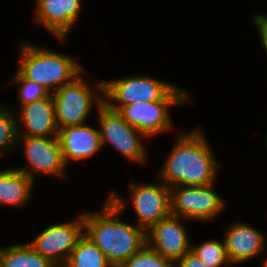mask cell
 Masks as SVG:
<instances>
[{
	"instance_id": "cell-1",
	"label": "cell",
	"mask_w": 267,
	"mask_h": 267,
	"mask_svg": "<svg viewBox=\"0 0 267 267\" xmlns=\"http://www.w3.org/2000/svg\"><path fill=\"white\" fill-rule=\"evenodd\" d=\"M107 196L102 211L83 212L84 233L113 267H119L147 244L146 231L138 225L117 219L127 206L124 197L117 195L113 189Z\"/></svg>"
},
{
	"instance_id": "cell-2",
	"label": "cell",
	"mask_w": 267,
	"mask_h": 267,
	"mask_svg": "<svg viewBox=\"0 0 267 267\" xmlns=\"http://www.w3.org/2000/svg\"><path fill=\"white\" fill-rule=\"evenodd\" d=\"M157 178L171 186H205L215 183L218 162L200 127L187 133L178 132Z\"/></svg>"
},
{
	"instance_id": "cell-3",
	"label": "cell",
	"mask_w": 267,
	"mask_h": 267,
	"mask_svg": "<svg viewBox=\"0 0 267 267\" xmlns=\"http://www.w3.org/2000/svg\"><path fill=\"white\" fill-rule=\"evenodd\" d=\"M19 49L21 58L17 70L26 79L43 86L50 94L84 71L72 55L39 48L27 41L21 42Z\"/></svg>"
},
{
	"instance_id": "cell-4",
	"label": "cell",
	"mask_w": 267,
	"mask_h": 267,
	"mask_svg": "<svg viewBox=\"0 0 267 267\" xmlns=\"http://www.w3.org/2000/svg\"><path fill=\"white\" fill-rule=\"evenodd\" d=\"M188 93L175 84L146 75L104 80V103L114 111L133 103L189 101Z\"/></svg>"
},
{
	"instance_id": "cell-5",
	"label": "cell",
	"mask_w": 267,
	"mask_h": 267,
	"mask_svg": "<svg viewBox=\"0 0 267 267\" xmlns=\"http://www.w3.org/2000/svg\"><path fill=\"white\" fill-rule=\"evenodd\" d=\"M84 73L83 71L70 83L52 93L55 118L59 129L85 124L92 107H95L93 105L96 104V109H98L104 104V80L94 82L92 86L82 77ZM93 88H96V91Z\"/></svg>"
},
{
	"instance_id": "cell-6",
	"label": "cell",
	"mask_w": 267,
	"mask_h": 267,
	"mask_svg": "<svg viewBox=\"0 0 267 267\" xmlns=\"http://www.w3.org/2000/svg\"><path fill=\"white\" fill-rule=\"evenodd\" d=\"M215 183L205 186H171L170 213L184 220L203 222L215 219L225 208L214 187ZM215 191V192H214Z\"/></svg>"
},
{
	"instance_id": "cell-7",
	"label": "cell",
	"mask_w": 267,
	"mask_h": 267,
	"mask_svg": "<svg viewBox=\"0 0 267 267\" xmlns=\"http://www.w3.org/2000/svg\"><path fill=\"white\" fill-rule=\"evenodd\" d=\"M98 111L100 140L103 146L110 143L111 146L128 160L137 163H145L146 152L141 138H146L141 132L125 122L123 117L110 109L105 103ZM141 137V138H140Z\"/></svg>"
},
{
	"instance_id": "cell-8",
	"label": "cell",
	"mask_w": 267,
	"mask_h": 267,
	"mask_svg": "<svg viewBox=\"0 0 267 267\" xmlns=\"http://www.w3.org/2000/svg\"><path fill=\"white\" fill-rule=\"evenodd\" d=\"M84 233V216L70 222L49 225L27 242L37 253L56 265L66 264L78 239Z\"/></svg>"
},
{
	"instance_id": "cell-9",
	"label": "cell",
	"mask_w": 267,
	"mask_h": 267,
	"mask_svg": "<svg viewBox=\"0 0 267 267\" xmlns=\"http://www.w3.org/2000/svg\"><path fill=\"white\" fill-rule=\"evenodd\" d=\"M21 144L24 146L23 152L30 168H17L18 170L33 180L37 172L65 179V169L68 166L64 162L58 136L18 137L17 147Z\"/></svg>"
},
{
	"instance_id": "cell-10",
	"label": "cell",
	"mask_w": 267,
	"mask_h": 267,
	"mask_svg": "<svg viewBox=\"0 0 267 267\" xmlns=\"http://www.w3.org/2000/svg\"><path fill=\"white\" fill-rule=\"evenodd\" d=\"M132 182L130 185L131 204L137 216L138 225L145 231L154 224L168 217L170 213V187L162 181L140 184Z\"/></svg>"
},
{
	"instance_id": "cell-11",
	"label": "cell",
	"mask_w": 267,
	"mask_h": 267,
	"mask_svg": "<svg viewBox=\"0 0 267 267\" xmlns=\"http://www.w3.org/2000/svg\"><path fill=\"white\" fill-rule=\"evenodd\" d=\"M188 101H158L133 103L122 106L117 112L125 122L141 132L146 138L172 129L169 108Z\"/></svg>"
},
{
	"instance_id": "cell-12",
	"label": "cell",
	"mask_w": 267,
	"mask_h": 267,
	"mask_svg": "<svg viewBox=\"0 0 267 267\" xmlns=\"http://www.w3.org/2000/svg\"><path fill=\"white\" fill-rule=\"evenodd\" d=\"M181 220L183 218L170 214L146 231L147 245L173 263L187 254L193 245Z\"/></svg>"
},
{
	"instance_id": "cell-13",
	"label": "cell",
	"mask_w": 267,
	"mask_h": 267,
	"mask_svg": "<svg viewBox=\"0 0 267 267\" xmlns=\"http://www.w3.org/2000/svg\"><path fill=\"white\" fill-rule=\"evenodd\" d=\"M35 21L60 42L65 41L69 31L82 11L81 0H35Z\"/></svg>"
},
{
	"instance_id": "cell-14",
	"label": "cell",
	"mask_w": 267,
	"mask_h": 267,
	"mask_svg": "<svg viewBox=\"0 0 267 267\" xmlns=\"http://www.w3.org/2000/svg\"><path fill=\"white\" fill-rule=\"evenodd\" d=\"M16 107H19L16 111L18 137L58 136L59 128L56 123L52 94L41 100Z\"/></svg>"
},
{
	"instance_id": "cell-15",
	"label": "cell",
	"mask_w": 267,
	"mask_h": 267,
	"mask_svg": "<svg viewBox=\"0 0 267 267\" xmlns=\"http://www.w3.org/2000/svg\"><path fill=\"white\" fill-rule=\"evenodd\" d=\"M224 232V242L231 264H241L259 256L265 250L264 234L246 222L232 223Z\"/></svg>"
},
{
	"instance_id": "cell-16",
	"label": "cell",
	"mask_w": 267,
	"mask_h": 267,
	"mask_svg": "<svg viewBox=\"0 0 267 267\" xmlns=\"http://www.w3.org/2000/svg\"><path fill=\"white\" fill-rule=\"evenodd\" d=\"M58 138L66 165L71 160L79 161L94 156L102 149L99 130L86 124L60 128Z\"/></svg>"
},
{
	"instance_id": "cell-17",
	"label": "cell",
	"mask_w": 267,
	"mask_h": 267,
	"mask_svg": "<svg viewBox=\"0 0 267 267\" xmlns=\"http://www.w3.org/2000/svg\"><path fill=\"white\" fill-rule=\"evenodd\" d=\"M34 181L17 168L0 170V205H25L31 199Z\"/></svg>"
},
{
	"instance_id": "cell-18",
	"label": "cell",
	"mask_w": 267,
	"mask_h": 267,
	"mask_svg": "<svg viewBox=\"0 0 267 267\" xmlns=\"http://www.w3.org/2000/svg\"><path fill=\"white\" fill-rule=\"evenodd\" d=\"M1 267H55L28 243L0 247Z\"/></svg>"
},
{
	"instance_id": "cell-19",
	"label": "cell",
	"mask_w": 267,
	"mask_h": 267,
	"mask_svg": "<svg viewBox=\"0 0 267 267\" xmlns=\"http://www.w3.org/2000/svg\"><path fill=\"white\" fill-rule=\"evenodd\" d=\"M65 265L67 267H113L104 253L85 233L78 239Z\"/></svg>"
},
{
	"instance_id": "cell-20",
	"label": "cell",
	"mask_w": 267,
	"mask_h": 267,
	"mask_svg": "<svg viewBox=\"0 0 267 267\" xmlns=\"http://www.w3.org/2000/svg\"><path fill=\"white\" fill-rule=\"evenodd\" d=\"M191 251L208 267H221L224 264L231 265L228 258L226 245L223 240H206L201 245L191 246Z\"/></svg>"
},
{
	"instance_id": "cell-21",
	"label": "cell",
	"mask_w": 267,
	"mask_h": 267,
	"mask_svg": "<svg viewBox=\"0 0 267 267\" xmlns=\"http://www.w3.org/2000/svg\"><path fill=\"white\" fill-rule=\"evenodd\" d=\"M15 112L0 104V154L8 153L17 147L18 129Z\"/></svg>"
},
{
	"instance_id": "cell-22",
	"label": "cell",
	"mask_w": 267,
	"mask_h": 267,
	"mask_svg": "<svg viewBox=\"0 0 267 267\" xmlns=\"http://www.w3.org/2000/svg\"><path fill=\"white\" fill-rule=\"evenodd\" d=\"M119 267H174V263L146 244Z\"/></svg>"
},
{
	"instance_id": "cell-23",
	"label": "cell",
	"mask_w": 267,
	"mask_h": 267,
	"mask_svg": "<svg viewBox=\"0 0 267 267\" xmlns=\"http://www.w3.org/2000/svg\"><path fill=\"white\" fill-rule=\"evenodd\" d=\"M11 83L20 85L17 94L18 98L21 101L19 104L21 105L41 100L50 94L40 84L31 81L29 79H26L18 70L16 71V74L13 76Z\"/></svg>"
},
{
	"instance_id": "cell-24",
	"label": "cell",
	"mask_w": 267,
	"mask_h": 267,
	"mask_svg": "<svg viewBox=\"0 0 267 267\" xmlns=\"http://www.w3.org/2000/svg\"><path fill=\"white\" fill-rule=\"evenodd\" d=\"M255 27H257L259 31V36L261 40V44L263 45L266 53H267V14L258 13L253 18Z\"/></svg>"
},
{
	"instance_id": "cell-25",
	"label": "cell",
	"mask_w": 267,
	"mask_h": 267,
	"mask_svg": "<svg viewBox=\"0 0 267 267\" xmlns=\"http://www.w3.org/2000/svg\"><path fill=\"white\" fill-rule=\"evenodd\" d=\"M174 267H208L191 250L174 263Z\"/></svg>"
},
{
	"instance_id": "cell-26",
	"label": "cell",
	"mask_w": 267,
	"mask_h": 267,
	"mask_svg": "<svg viewBox=\"0 0 267 267\" xmlns=\"http://www.w3.org/2000/svg\"><path fill=\"white\" fill-rule=\"evenodd\" d=\"M262 266L267 267V256L262 260Z\"/></svg>"
},
{
	"instance_id": "cell-27",
	"label": "cell",
	"mask_w": 267,
	"mask_h": 267,
	"mask_svg": "<svg viewBox=\"0 0 267 267\" xmlns=\"http://www.w3.org/2000/svg\"><path fill=\"white\" fill-rule=\"evenodd\" d=\"M55 267H67V266L63 264V265H56Z\"/></svg>"
}]
</instances>
